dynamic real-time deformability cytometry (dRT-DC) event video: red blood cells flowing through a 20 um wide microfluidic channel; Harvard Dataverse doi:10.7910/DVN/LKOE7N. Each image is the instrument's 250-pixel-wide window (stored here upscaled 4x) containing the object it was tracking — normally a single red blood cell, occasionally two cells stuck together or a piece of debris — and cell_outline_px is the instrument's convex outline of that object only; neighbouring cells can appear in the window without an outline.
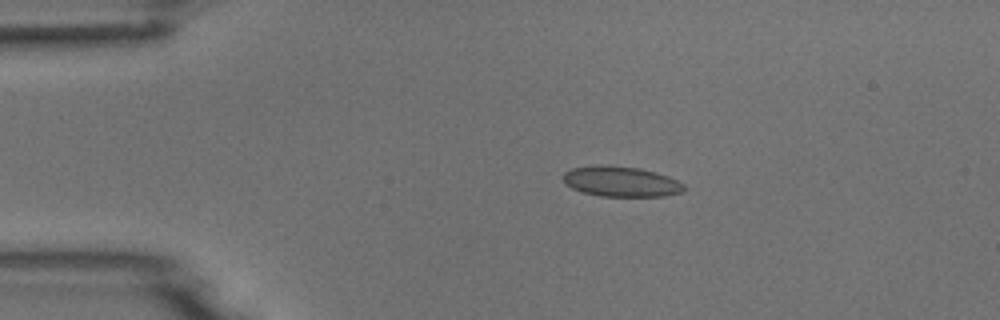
{"species": "common noctule bat (a hibernating species)", "species_latin": "Nyctalus noctula", "temperature_condition": "room temperature", "stored_images_in_passage": 5, "camera_frame_rate_fps": 3000, "um_per_image_px": 0.085, "animal": {"sex": "male", "body_mass_g": 18.8}, "frame": {"image": 1, "passage_image": 3, "time_ms": 2.333, "image_size_px": [1000, 320], "cell_outline_px": [[684, 192], [664, 196], [600, 196], [580, 192], [564, 184], [564, 172], [572, 168], [596, 164], [600, 164], [640, 168], [656, 172], [668, 176], [684, 184]], "centroid_in_image_um": [52.76, 15.42], "position_along_channel_um": 32.2, "area_um2": 21.56}}
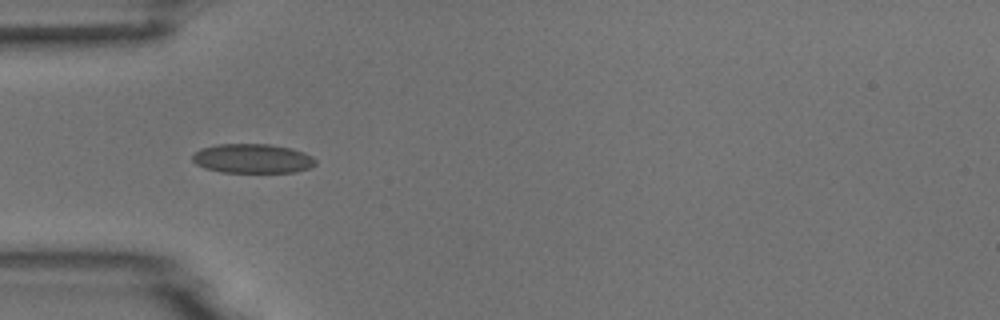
{"frame": {"image": 2, "passage_image": 4, "time_ms": 4.333, "image_size_px": [1000, 320], "cell_outline_px": [[316, 164], [308, 168], [296, 172], [220, 172], [204, 168], [196, 164], [192, 160], [192, 156], [200, 148], [216, 144], [268, 144], [292, 148], [304, 152], [312, 156], [316, 160]], "centroid_in_image_um": [21.46, 13.47], "position_along_channel_um": 63.5, "area_um2": 21.15}}
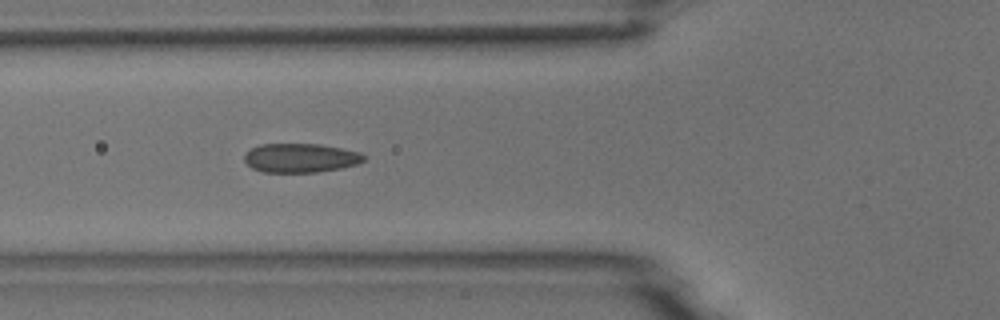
{"frame": {"image": 3, "passage_image": 5, "time_ms": 5.333, "image_size_px": [1000, 320], "cell_outline_px": [[368, 156], [364, 160], [356, 164], [340, 168], [316, 172], [264, 172], [252, 168], [244, 160], [244, 152], [260, 144], [320, 144], [360, 152]], "centroid_in_image_um": [25.53, 13.42], "position_along_channel_um": 100.3, "area_um2": 20.23}}